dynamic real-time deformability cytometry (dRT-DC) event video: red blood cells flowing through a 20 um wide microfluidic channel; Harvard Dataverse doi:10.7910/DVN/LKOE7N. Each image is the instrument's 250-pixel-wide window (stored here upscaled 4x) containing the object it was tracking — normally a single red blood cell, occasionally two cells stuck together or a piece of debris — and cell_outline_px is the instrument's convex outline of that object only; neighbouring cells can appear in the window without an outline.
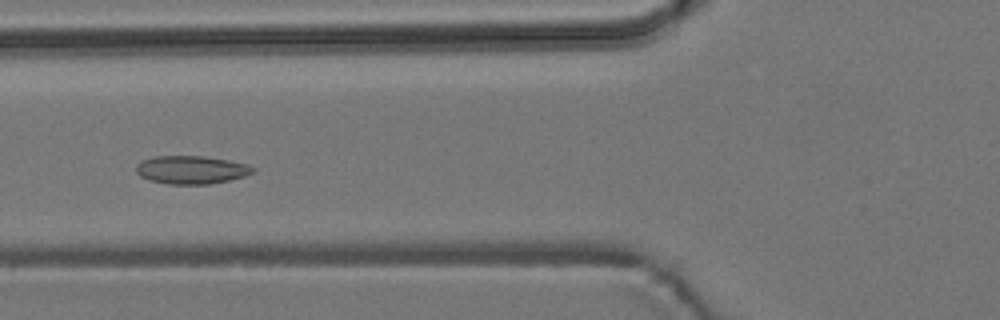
{"species": "common noctule bat (a hibernating species)", "species_latin": "Nyctalus noctula", "temperature_condition": "room temperature", "stored_images_in_passage": 6, "camera_frame_rate_fps": 3000, "um_per_image_px": 0.085, "animal": {"sex": "male", "body_mass_g": 19.2, "forearm_length_mm": 51.8}, "frame": {"image": 1, "passage_image": 5, "time_ms": 4.667, "image_size_px": [1000, 320], "cell_outline_px": [[256, 168], [252, 172], [244, 176], [228, 180], [208, 184], [168, 184], [148, 180], [140, 176], [136, 172], [136, 164], [140, 160], [152, 156], [204, 156], [228, 160], [248, 164]], "centroid_in_image_um": [16.21, 14.42], "position_along_channel_um": 109.6, "area_um2": 19.25}}
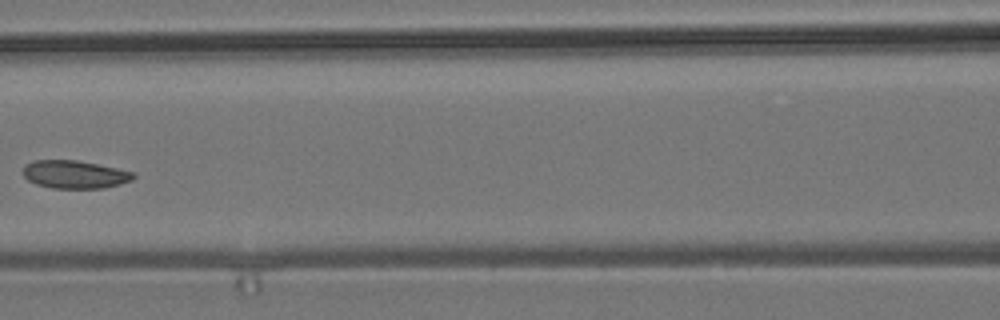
{"frame": {"image": 2, "passage_image": 6, "time_ms": 6.0, "image_size_px": [1000, 320], "cell_outline_px": [[136, 176], [132, 180], [120, 184], [104, 188], [52, 188], [36, 184], [28, 180], [24, 176], [24, 168], [32, 160], [76, 160], [136, 172]], "centroid_in_image_um": [6.38, 14.83], "position_along_channel_um": 160.2, "area_um2": 17.92}}